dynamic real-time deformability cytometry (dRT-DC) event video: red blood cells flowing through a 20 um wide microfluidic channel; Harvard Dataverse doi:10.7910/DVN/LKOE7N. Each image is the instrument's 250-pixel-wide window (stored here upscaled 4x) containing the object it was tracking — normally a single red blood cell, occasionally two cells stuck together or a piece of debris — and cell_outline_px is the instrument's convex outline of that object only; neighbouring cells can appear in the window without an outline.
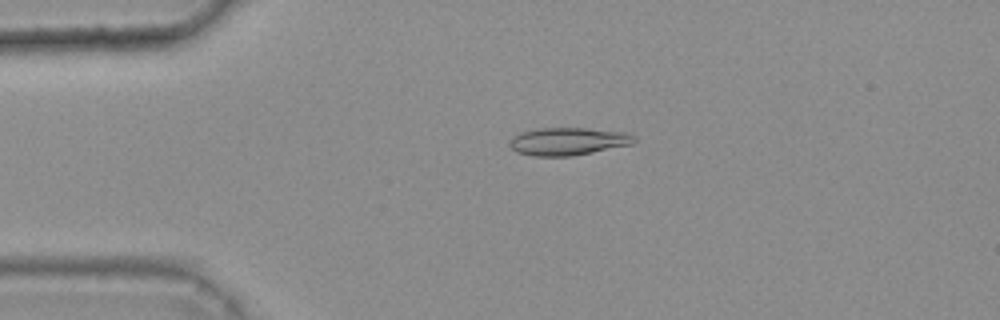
{"species": "common noctule bat (a hibernating species)", "species_latin": "Nyctalus noctula", "temperature_condition": "warm", "stored_images_in_passage": 47, "camera_frame_rate_fps": 3000, "um_per_image_px": 0.085, "animal": {"sex": "female", "body_mass_g": 25.1}, "frame": {"image": 1, "passage_image": 12, "time_ms": 3.667, "image_size_px": [1000, 320], "cell_outline_px": [[636, 140], [632, 144], [572, 156], [532, 156], [516, 152], [508, 144], [512, 136], [520, 132], [536, 128], [588, 128], [624, 132], [636, 136]], "centroid_in_image_um": [48.25, 12.01], "position_along_channel_um": 36.8, "area_um2": 20.23}}
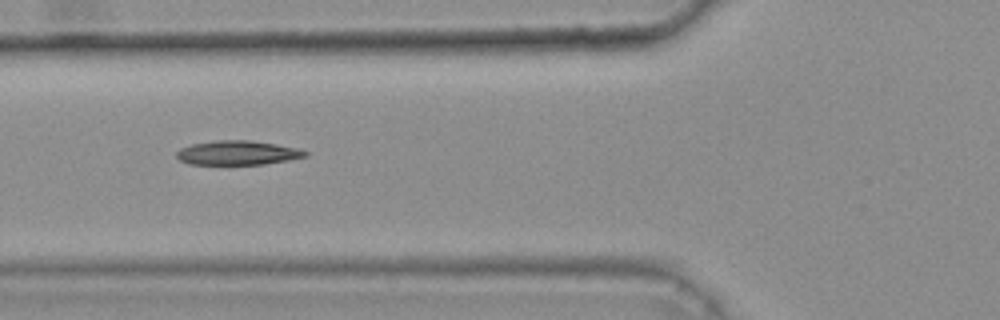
{"frame": {"image": 2, "passage_image": 20, "time_ms": 6.333, "image_size_px": [1000, 320], "cell_outline_px": [[308, 156], [288, 160], [264, 164], [188, 164], [180, 160], [176, 156], [176, 152], [180, 148], [192, 144], [216, 140], [252, 140], [300, 148], [308, 152]], "centroid_in_image_um": [20.21, 12.98], "position_along_channel_um": 105.6, "area_um2": 18.26}}
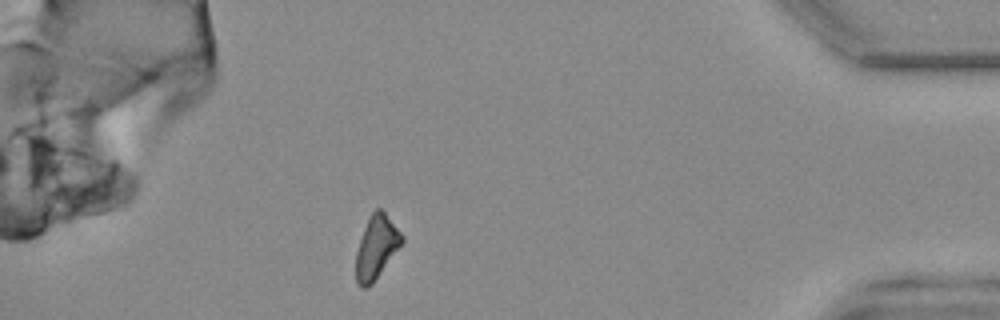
{"frame": {"image": 3, "passage_image": 47, "time_ms": 15.333, "image_size_px": [1000, 320], "cell_outline_px": [[404, 240], [372, 284], [368, 288], [360, 288], [356, 284], [356, 252], [364, 228], [372, 212], [376, 208], [380, 208], [384, 212], [404, 236]], "centroid_in_image_um": [31.97, 21.04], "position_along_channel_um": 403.2, "area_um2": 16.65}, "authors_computed_cell_mechanics": {"area_um2": 18.5538, "velocity_mm_per_s": 3.7907, "shape_relaxation_time_tau1_ms": null, "shape_relaxation_time_tau2_ms": 8.7517, "deformation_change_tau1": null, "deformation_change_tau2": 0.175}}